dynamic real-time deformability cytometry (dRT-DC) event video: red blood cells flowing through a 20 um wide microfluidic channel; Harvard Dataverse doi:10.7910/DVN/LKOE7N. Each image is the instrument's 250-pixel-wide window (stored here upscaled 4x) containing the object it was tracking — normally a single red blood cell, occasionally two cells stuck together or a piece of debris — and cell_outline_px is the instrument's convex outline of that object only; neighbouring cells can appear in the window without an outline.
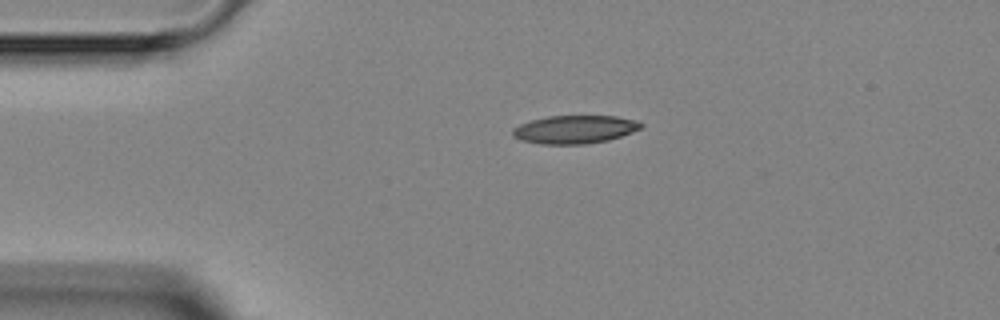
{"species": "Egyptian fruit bat (a non-hibernating species)", "species_latin": "Rousettus aegyptiacus", "temperature_condition": "room temperature", "stored_images_in_passage": 2, "camera_frame_rate_fps": 3000, "um_per_image_px": 0.085, "animal": {"sex": "female"}, "frame": {"image": 1, "passage_image": 1, "time_ms": 0.0, "image_size_px": [1000, 320], "cell_outline_px": [[644, 124], [640, 128], [632, 132], [608, 140], [584, 144], [540, 144], [520, 140], [512, 136], [512, 128], [520, 124], [532, 120], [548, 116], [616, 116], [636, 120]], "centroid_in_image_um": [48.82, 11.0], "position_along_channel_um": 36.2, "area_um2": 21.04}}